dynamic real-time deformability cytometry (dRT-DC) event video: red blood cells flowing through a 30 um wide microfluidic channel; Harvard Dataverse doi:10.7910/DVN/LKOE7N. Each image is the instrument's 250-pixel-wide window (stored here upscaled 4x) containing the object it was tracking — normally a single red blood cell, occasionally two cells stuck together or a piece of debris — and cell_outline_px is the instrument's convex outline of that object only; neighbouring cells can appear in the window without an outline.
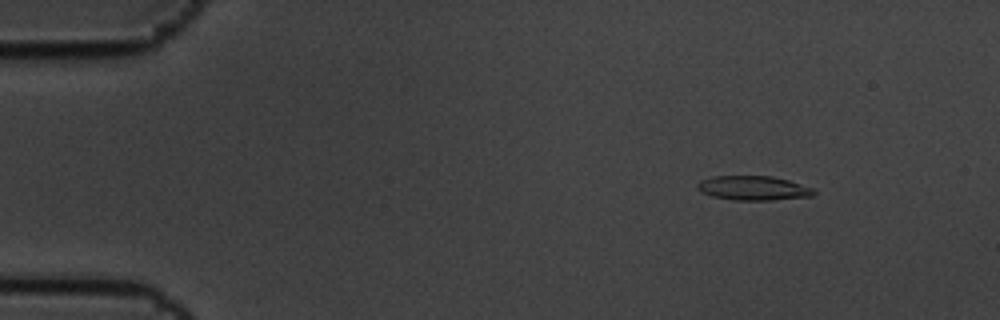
{"species": "common noctule bat (a hibernating species)", "species_latin": "Nyctalus noctula", "temperature_condition": "cold", "stored_images_in_passage": 5, "camera_frame_rate_fps": 3000, "um_per_image_px": 0.085, "animal": {"sex": "male", "body_mass_g": 19.5, "forearm_length_mm": 54.6}, "frame": {"image": 1, "passage_image": 3, "time_ms": 0.667, "image_size_px": [1000, 320], "cell_outline_px": [[816, 192], [812, 196], [772, 200], [732, 200], [712, 196], [700, 192], [696, 188], [696, 184], [700, 180], [712, 176], [772, 176], [788, 180], [812, 188]], "centroid_in_image_um": [63.98, 15.99], "position_along_channel_um": 21.0, "area_um2": 16.59}}